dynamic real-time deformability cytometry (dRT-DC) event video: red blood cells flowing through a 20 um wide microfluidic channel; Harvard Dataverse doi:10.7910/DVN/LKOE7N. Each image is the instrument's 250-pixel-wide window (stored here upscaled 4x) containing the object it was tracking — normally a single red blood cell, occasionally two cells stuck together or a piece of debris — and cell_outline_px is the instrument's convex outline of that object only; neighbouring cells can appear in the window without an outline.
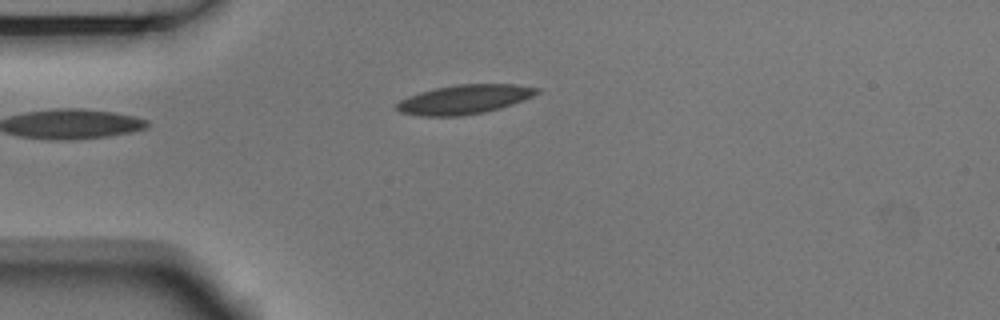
{"species": "Egyptian fruit bat (a non-hibernating species)", "species_latin": "Rousettus aegyptiacus", "temperature_condition": "room temperature", "stored_images_in_passage": 5, "camera_frame_rate_fps": 3000, "um_per_image_px": 0.085, "animal": {"sex": "male"}, "frame": {"image": 1, "passage_image": 5, "time_ms": 1.333, "image_size_px": [1000, 320], "cell_outline_px": [[540, 92], [524, 100], [500, 108], [484, 112], [460, 116], [420, 116], [400, 112], [396, 108], [396, 104], [400, 100], [408, 96], [420, 92], [436, 88], [460, 84], [512, 84], [540, 88]], "centroid_in_image_um": [39.47, 8.45], "position_along_channel_um": 45.5, "area_um2": 23.76}}